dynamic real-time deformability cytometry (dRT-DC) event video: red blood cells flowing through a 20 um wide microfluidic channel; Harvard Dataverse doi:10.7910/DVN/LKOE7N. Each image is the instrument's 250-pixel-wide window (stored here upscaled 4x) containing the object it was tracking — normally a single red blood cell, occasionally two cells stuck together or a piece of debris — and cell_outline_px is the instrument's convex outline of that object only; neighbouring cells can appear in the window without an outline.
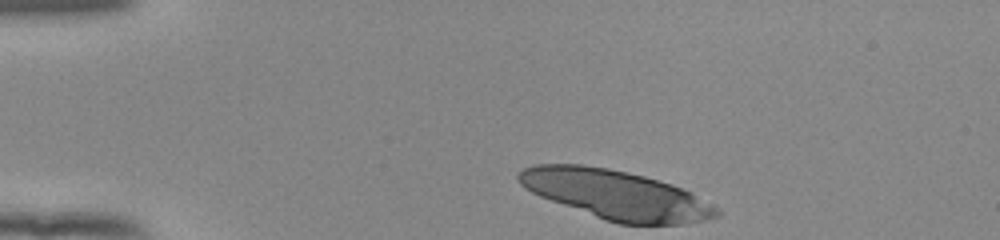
{"species": "human", "species_latin": "Homo sapiens", "temperature_condition": "room temperature", "stored_images_in_passage": 24, "camera_frame_rate_fps": 3000, "um_per_image_px": 0.085, "donor": {"sex": "female"}, "frame": {"image": 1, "passage_image": 1, "time_ms": 0.0, "image_size_px": [1000, 240], "cell_outline_px": [[720, 216], [704, 220], [680, 224], [620, 224], [604, 220], [540, 196], [524, 188], [516, 180], [516, 172], [524, 168], [536, 164], [584, 164], [608, 168], [644, 176], [672, 184], [692, 192], [716, 204], [720, 212]], "centroid_in_image_um": [52.37, 16.54], "position_along_channel_um": 32.6, "area_um2": 56.93}}